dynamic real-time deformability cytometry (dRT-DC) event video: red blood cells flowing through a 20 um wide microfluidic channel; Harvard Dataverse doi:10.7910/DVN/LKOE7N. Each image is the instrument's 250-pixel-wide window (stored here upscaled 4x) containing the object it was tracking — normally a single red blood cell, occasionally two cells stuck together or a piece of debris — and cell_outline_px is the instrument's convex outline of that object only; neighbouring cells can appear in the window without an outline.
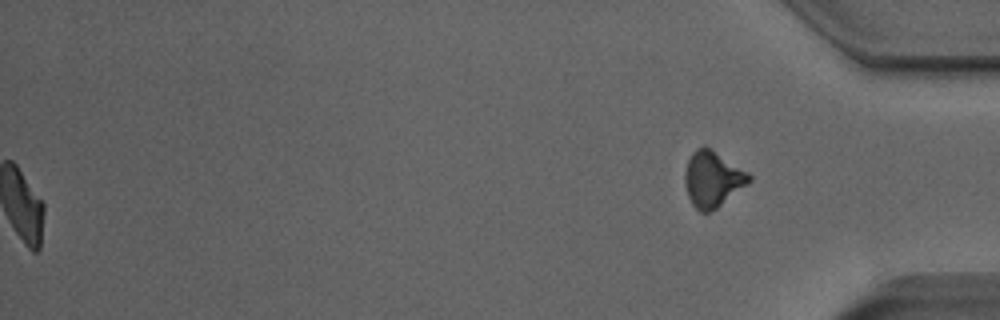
{"species": "Egyptian fruit bat (a non-hibernating species)", "species_latin": "Rousettus aegyptiacus", "temperature_condition": "room temperature", "stored_images_in_passage": 52, "segment_of_instrument_passage": [2, 2], "camera_frame_rate_fps": 3000, "um_per_image_px": 0.085, "animal": {"sex": "male"}, "frame": {"image": 1, "passage_image": 52, "time_ms": 17.0, "image_size_px": [1000, 320], "cell_outline_px": [[752, 180], [748, 184], [716, 208], [708, 212], [700, 212], [692, 204], [688, 196], [684, 184], [684, 172], [688, 160], [692, 152], [696, 148], [704, 144], [748, 172], [752, 176]], "centroid_in_image_um": [60.55, 15.2], "position_along_channel_um": 374.6, "area_um2": 20.92}}